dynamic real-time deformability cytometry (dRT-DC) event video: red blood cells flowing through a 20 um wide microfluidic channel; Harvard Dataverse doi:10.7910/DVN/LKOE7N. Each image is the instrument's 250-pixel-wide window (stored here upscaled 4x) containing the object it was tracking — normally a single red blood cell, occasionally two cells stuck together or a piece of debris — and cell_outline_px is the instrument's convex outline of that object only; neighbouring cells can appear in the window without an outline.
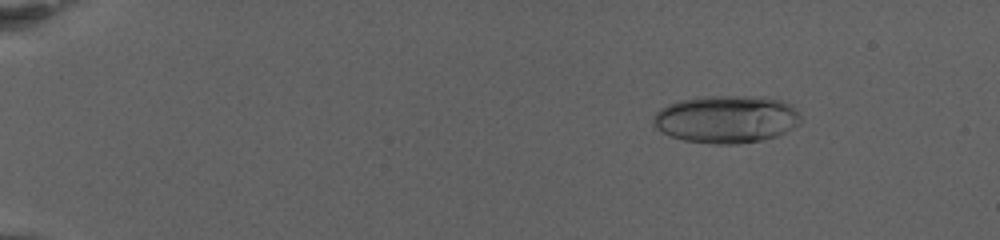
{"species": "human", "species_latin": "Homo sapiens", "temperature_condition": "warm", "stored_images_in_passage": 74, "camera_frame_rate_fps": 3000, "um_per_image_px": 0.085, "donor": {"sex": "female"}, "frame": {"image": 1, "passage_image": 11, "time_ms": 3.333, "image_size_px": [1000, 240], "cell_outline_px": [[800, 124], [776, 136], [764, 140], [736, 144], [712, 144], [684, 140], [660, 132], [652, 124], [652, 116], [660, 108], [668, 104], [680, 100], [704, 96], [764, 96], [784, 100], [792, 104], [800, 116]], "centroid_in_image_um": [61.74, 10.12], "position_along_channel_um": 23.3, "area_um2": 41.44}}
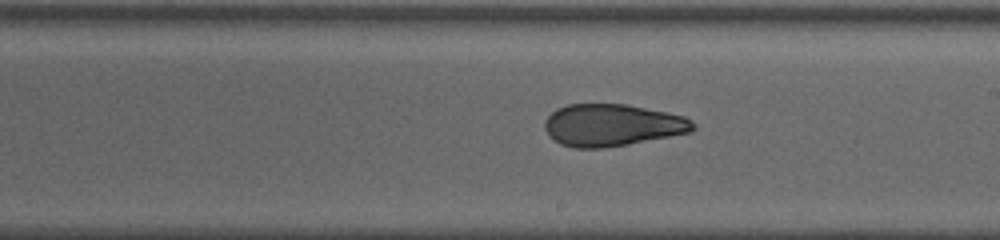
{"frame": {"image": 2, "passage_image": 46, "time_ms": 15.0, "image_size_px": [1000, 240], "cell_outline_px": [[696, 128], [692, 132], [628, 144], [604, 148], [572, 148], [560, 144], [544, 128], [544, 120], [556, 108], [568, 104], [624, 104], [668, 112], [684, 116], [692, 120], [696, 124]], "centroid_in_image_um": [52.06, 10.63], "position_along_channel_um": 236.9, "area_um2": 36.47}}
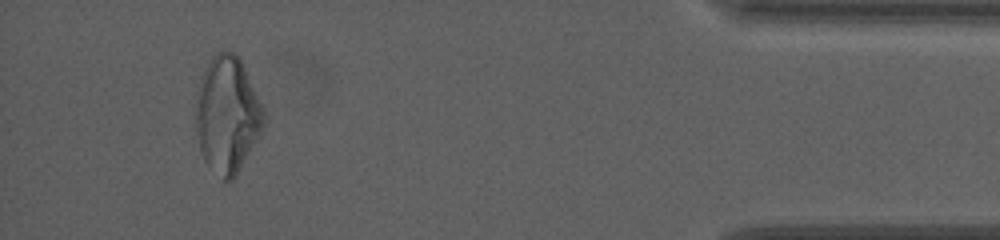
{"frame": {"image": 3, "passage_image": 70, "time_ms": 23.0, "image_size_px": [1000, 240], "cell_outline_px": [[264, 128], [236, 176], [232, 180], [224, 180], [208, 168], [204, 160], [200, 148], [196, 132], [196, 92], [200, 76], [208, 60], [216, 52], [232, 52], [240, 60], [264, 108]], "centroid_in_image_um": [19.3, 9.77], "position_along_channel_um": 415.9, "area_um2": 46.24}, "authors_computed_cell_mechanics": {"area_um2": 38.9572, "velocity_mm_per_s": 2.8826, "shape_relaxation_time_tau1_ms": null, "shape_relaxation_time_tau2_ms": 1.9435, "deformation_change_tau1": null, "deformation_change_tau2": 0.0814}}